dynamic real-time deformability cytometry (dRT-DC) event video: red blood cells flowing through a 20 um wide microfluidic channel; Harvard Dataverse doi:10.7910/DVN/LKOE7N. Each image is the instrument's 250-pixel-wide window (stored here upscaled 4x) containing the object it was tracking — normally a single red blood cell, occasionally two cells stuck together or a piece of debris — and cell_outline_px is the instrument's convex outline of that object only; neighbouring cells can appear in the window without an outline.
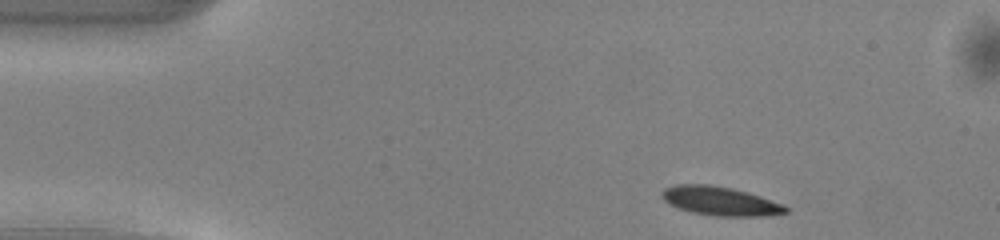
{"species": "common noctule bat (a hibernating species)", "species_latin": "Nyctalus noctula", "temperature_condition": "warm", "stored_images_in_passage": 43, "camera_frame_rate_fps": 3000, "um_per_image_px": 0.085, "animal": {"sex": "male", "body_mass_g": 13.0, "forearm_length_mm": 53.1}, "frame": {"image": 1, "passage_image": 1, "time_ms": 0.0, "image_size_px": [1000, 240], "cell_outline_px": [[788, 212], [760, 216], [716, 216], [692, 212], [680, 208], [664, 200], [660, 196], [660, 192], [664, 188], [676, 184], [708, 184], [732, 188], [748, 192], [784, 204], [788, 208]], "centroid_in_image_um": [61.21, 17.07], "position_along_channel_um": 23.8, "area_um2": 20.75}}
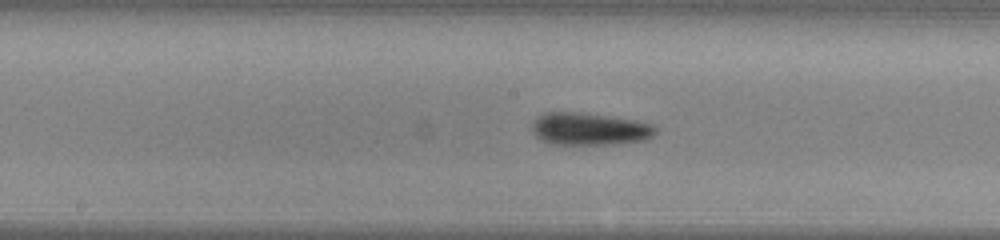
{"frame": {"image": 2, "passage_image": 19, "time_ms": 6.0, "image_size_px": [1000, 240], "cell_outline_px": [[656, 132], [652, 136], [644, 140], [620, 144], [552, 144], [540, 140], [532, 132], [532, 124], [544, 112], [576, 112], [608, 116], [636, 120], [652, 124], [656, 128]], "centroid_in_image_um": [50.11, 10.97], "position_along_channel_um": 198.1, "area_um2": 23.29}}
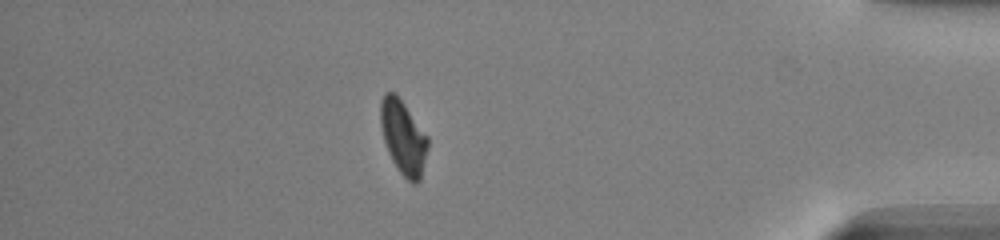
{"frame": {"image": 3, "passage_image": 37, "time_ms": 12.0, "image_size_px": [1000, 240], "cell_outline_px": [[428, 148], [420, 180], [416, 184], [412, 184], [400, 172], [392, 160], [388, 152], [384, 140], [380, 124], [380, 100], [384, 92], [392, 92], [404, 104], [428, 136]], "centroid_in_image_um": [34.27, 11.68], "position_along_channel_um": 400.9, "area_um2": 20.23}, "authors_computed_cell_mechanics": {"area_um2": 21.5016, "velocity_mm_per_s": 4.1208, "shape_relaxation_time_tau1_ms": 3.7129, "shape_relaxation_time_tau2_ms": 8.1127, "deformation_change_tau1": 0.1131, "deformation_change_tau2": 0.1309}}